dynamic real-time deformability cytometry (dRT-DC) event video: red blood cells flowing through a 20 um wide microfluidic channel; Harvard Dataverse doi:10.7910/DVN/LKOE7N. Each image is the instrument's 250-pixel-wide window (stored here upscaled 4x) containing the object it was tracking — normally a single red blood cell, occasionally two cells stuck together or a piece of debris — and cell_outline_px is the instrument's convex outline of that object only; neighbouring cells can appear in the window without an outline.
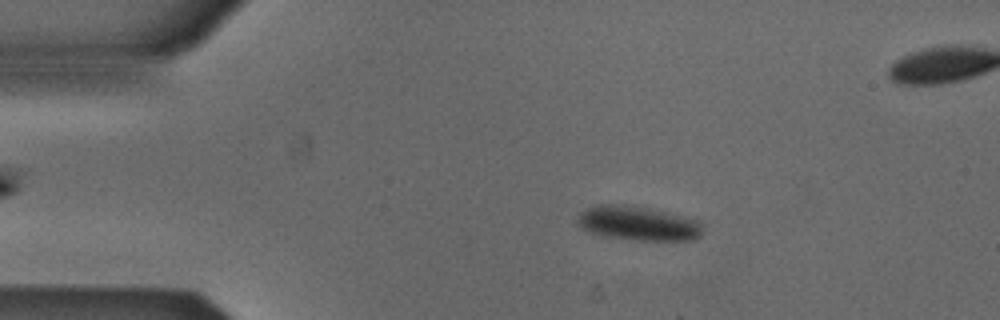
{"species": "Egyptian fruit bat (a non-hibernating species)", "species_latin": "Rousettus aegyptiacus", "temperature_condition": "cold", "stored_images_in_passage": 5, "camera_frame_rate_fps": 3000, "um_per_image_px": 0.085, "animal": {"sex": "male"}, "frame": {"image": 1, "passage_image": 1, "time_ms": 0.0, "image_size_px": [1000, 320], "cell_outline_px": [[700, 236], [692, 240], [636, 240], [600, 236], [588, 232], [580, 228], [576, 224], [576, 220], [580, 212], [596, 204], [612, 204], [644, 208], [684, 216], [700, 220]], "centroid_in_image_um": [54.15, 19.0], "position_along_channel_um": 30.8, "area_um2": 24.91}}
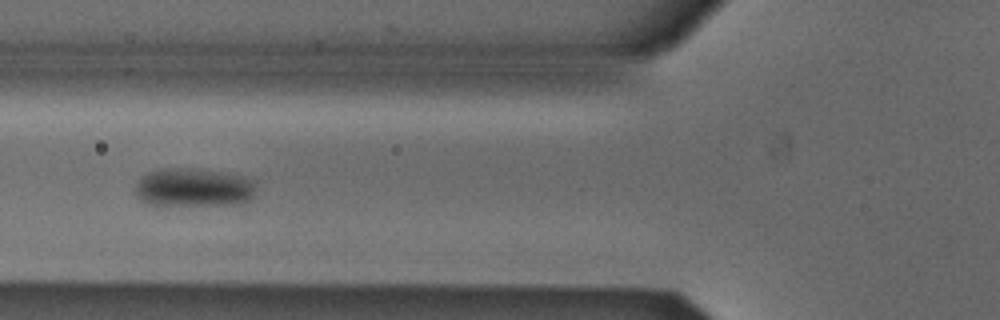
{"frame": {"image": 2, "passage_image": 4, "time_ms": 1.0, "image_size_px": [1000, 320], "cell_outline_px": [[256, 184], [252, 200], [244, 204], [160, 208], [148, 204], [140, 200], [136, 196], [136, 184], [140, 176], [156, 168], [188, 168], [224, 172], [256, 180]], "centroid_in_image_um": [16.43, 15.99], "position_along_channel_um": 109.4, "area_um2": 28.67}}
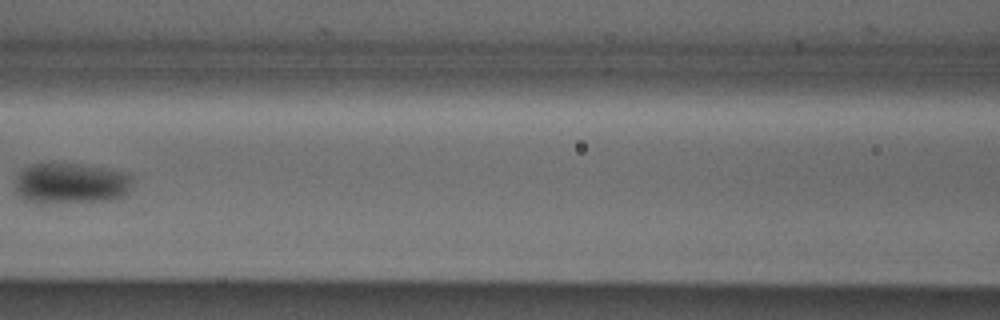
{"frame": {"image": 3, "passage_image": 5, "time_ms": 1.333, "image_size_px": [1000, 320], "cell_outline_px": [[132, 184], [128, 192], [124, 196], [112, 200], [44, 204], [40, 204], [24, 200], [16, 192], [12, 184], [16, 176], [24, 168], [32, 164], [72, 164], [104, 168], [120, 172], [132, 176]], "centroid_in_image_um": [5.96, 15.62], "position_along_channel_um": 160.6, "area_um2": 28.21}}